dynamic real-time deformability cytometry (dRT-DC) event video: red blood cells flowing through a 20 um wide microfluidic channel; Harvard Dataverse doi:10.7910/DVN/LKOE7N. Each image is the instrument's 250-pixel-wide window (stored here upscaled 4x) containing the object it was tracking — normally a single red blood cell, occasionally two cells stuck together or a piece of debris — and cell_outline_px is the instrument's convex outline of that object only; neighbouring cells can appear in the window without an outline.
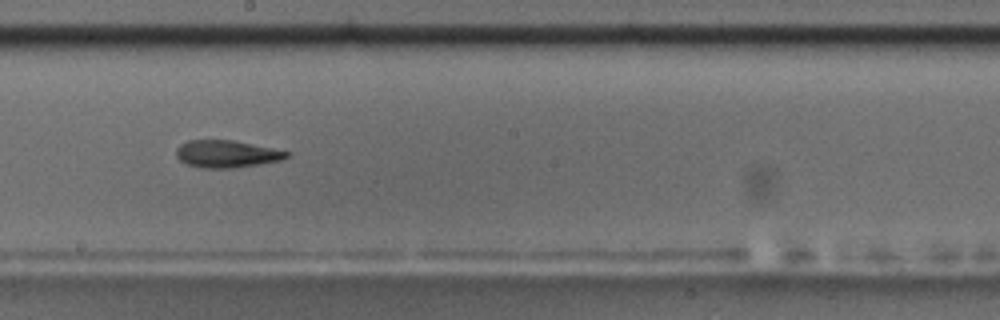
{"species": "common noctule bat (a hibernating species)", "species_latin": "Nyctalus noctula", "temperature_condition": "room temperature", "stored_images_in_passage": 17, "camera_frame_rate_fps": 3000, "um_per_image_px": 0.085, "animal": {"sex": "male", "body_mass_g": 17.5, "forearm_length_mm": 52.3}, "frame": {"image": 1, "passage_image": 10, "time_ms": 10.333, "image_size_px": [1000, 320], "cell_outline_px": [[292, 152], [288, 156], [280, 160], [260, 164], [232, 168], [200, 168], [188, 164], [180, 160], [176, 156], [176, 148], [180, 144], [188, 140], [232, 140]], "centroid_in_image_um": [19.25, 13.08], "position_along_channel_um": 229.0, "area_um2": 17.51}}